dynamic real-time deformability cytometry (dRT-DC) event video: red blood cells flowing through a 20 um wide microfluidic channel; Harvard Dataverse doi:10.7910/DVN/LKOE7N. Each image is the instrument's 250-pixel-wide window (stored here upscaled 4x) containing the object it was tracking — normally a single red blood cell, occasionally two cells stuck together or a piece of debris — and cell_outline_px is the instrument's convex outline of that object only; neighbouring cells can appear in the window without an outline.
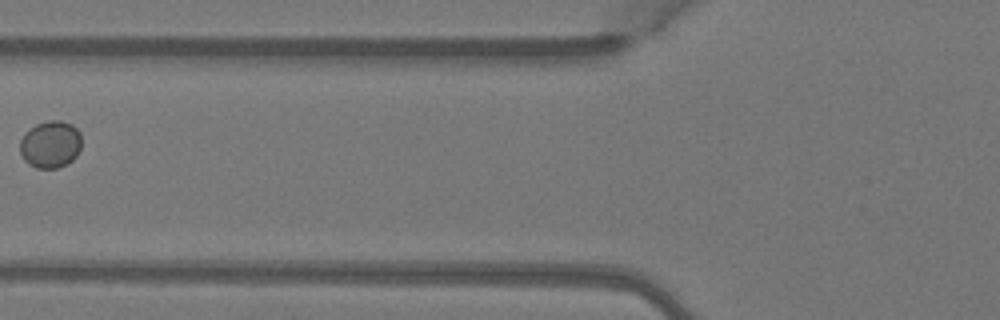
{"species": "Egyptian fruit bat (a non-hibernating species)", "species_latin": "Rousettus aegyptiacus", "temperature_condition": "warm", "stored_images_in_passage": 7, "camera_frame_rate_fps": 3000, "um_per_image_px": 0.085, "animal": {"sex": "female"}, "frame": {"image": 1, "passage_image": 6, "time_ms": 1.667, "image_size_px": [1000, 320], "cell_outline_px": [[80, 148], [76, 156], [68, 164], [56, 168], [36, 168], [28, 164], [24, 160], [20, 152], [20, 140], [24, 132], [36, 124], [48, 120], [60, 120], [72, 124], [80, 132]], "centroid_in_image_um": [4.27, 12.27], "position_along_channel_um": 121.5, "area_um2": 17.11}}
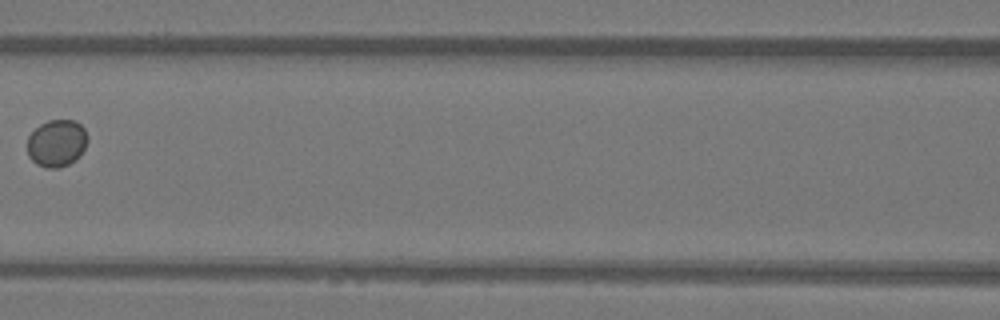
{"frame": {"image": 2, "passage_image": 7, "time_ms": 2.0, "image_size_px": [1000, 320], "cell_outline_px": [[88, 140], [80, 156], [76, 160], [60, 168], [48, 168], [36, 164], [28, 156], [28, 136], [40, 124], [48, 120], [76, 120], [84, 128], [88, 136]], "centroid_in_image_um": [4.84, 12.17], "position_along_channel_um": 161.8, "area_um2": 16.7}}